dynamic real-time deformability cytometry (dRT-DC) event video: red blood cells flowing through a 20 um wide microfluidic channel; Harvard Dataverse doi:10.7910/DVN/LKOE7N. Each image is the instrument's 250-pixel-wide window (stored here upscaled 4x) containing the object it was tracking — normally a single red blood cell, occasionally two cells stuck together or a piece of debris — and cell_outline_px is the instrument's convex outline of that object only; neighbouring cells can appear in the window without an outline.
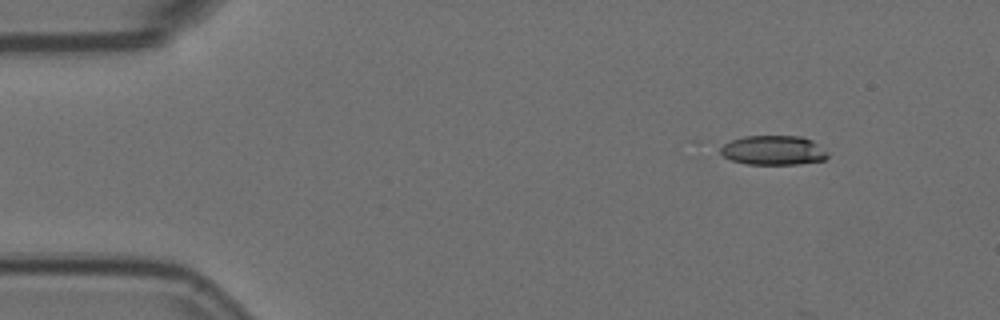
{"species": "Egyptian fruit bat (a non-hibernating species)", "species_latin": "Rousettus aegyptiacus", "temperature_condition": "room temperature", "stored_images_in_passage": 4, "segment_of_instrument_passage": [2, 2], "camera_frame_rate_fps": 3000, "um_per_image_px": 0.085, "animal": {"sex": "female"}, "frame": {"image": 1, "passage_image": 4, "time_ms": 1.0, "image_size_px": [1000, 320], "cell_outline_px": [[828, 156], [824, 160], [796, 164], [748, 164], [732, 160], [724, 156], [720, 152], [720, 148], [724, 144], [732, 140], [744, 136], [800, 136], [812, 140], [828, 152]], "centroid_in_image_um": [65.75, 12.77], "position_along_channel_um": 19.3, "area_um2": 18.26}}